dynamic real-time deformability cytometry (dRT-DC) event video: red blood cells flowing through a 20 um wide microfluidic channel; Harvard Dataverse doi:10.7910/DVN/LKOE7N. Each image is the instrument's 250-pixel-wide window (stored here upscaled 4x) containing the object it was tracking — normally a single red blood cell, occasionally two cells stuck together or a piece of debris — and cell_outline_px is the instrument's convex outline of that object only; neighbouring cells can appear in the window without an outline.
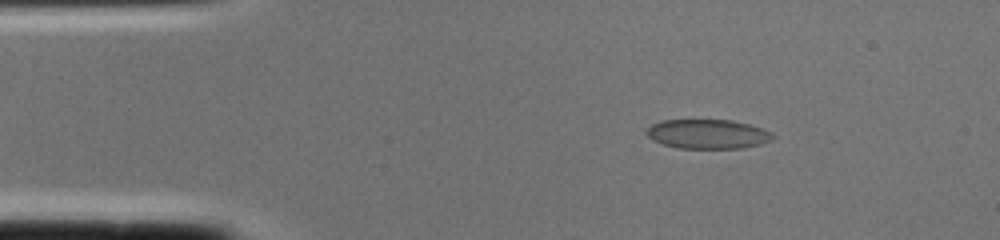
{"species": "common noctule bat (a hibernating species)", "species_latin": "Nyctalus noctula", "temperature_condition": "cold", "stored_images_in_passage": 1, "camera_frame_rate_fps": 3000, "um_per_image_px": 0.085, "animal": {"sex": "female", "body_mass_g": 22.0, "forearm_length_mm": 56.7}, "frame": {"image": 1, "passage_image": 1, "time_ms": 0.0, "image_size_px": [1000, 240], "cell_outline_px": [[776, 136], [772, 140], [760, 144], [740, 148], [680, 148], [664, 144], [648, 136], [644, 132], [644, 128], [660, 120], [732, 120], [748, 124], [772, 132]], "centroid_in_image_um": [60.15, 11.38], "position_along_channel_um": 24.9, "area_um2": 21.56}}